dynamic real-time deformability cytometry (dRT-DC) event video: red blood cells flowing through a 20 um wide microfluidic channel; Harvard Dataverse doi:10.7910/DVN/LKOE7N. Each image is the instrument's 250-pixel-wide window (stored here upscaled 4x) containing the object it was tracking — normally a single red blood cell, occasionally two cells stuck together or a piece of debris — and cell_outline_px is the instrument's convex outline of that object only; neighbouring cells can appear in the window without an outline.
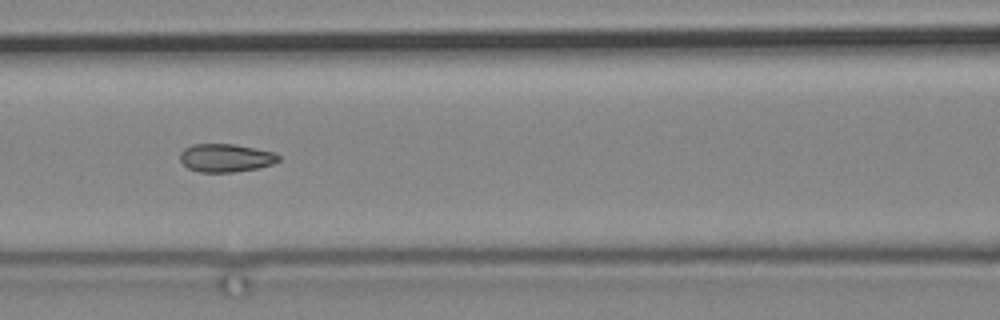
{"species": "common noctule bat (a hibernating species)", "species_latin": "Nyctalus noctula", "temperature_condition": "cold", "stored_images_in_passage": 10, "camera_frame_rate_fps": 3000, "um_per_image_px": 0.085, "animal": {"sex": "male", "body_mass_g": 19.2, "forearm_length_mm": 51.8}, "frame": {"image": 1, "passage_image": 6, "time_ms": 5.667, "image_size_px": [1000, 320], "cell_outline_px": [[280, 160], [272, 164], [256, 168], [232, 172], [200, 172], [188, 168], [180, 160], [180, 152], [184, 148], [192, 144], [236, 144], [276, 152], [280, 156]], "centroid_in_image_um": [19.2, 13.41], "position_along_channel_um": 147.4, "area_um2": 16.24}}
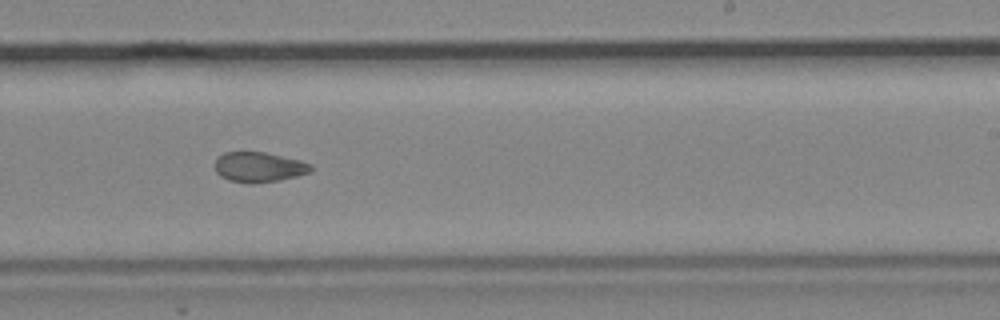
{"frame": {"image": 2, "passage_image": 9, "time_ms": 9.333, "image_size_px": [1000, 320], "cell_outline_px": [[312, 172], [280, 180], [252, 184], [248, 184], [228, 180], [220, 176], [216, 172], [216, 160], [224, 152], [264, 152], [300, 160], [312, 164]], "centroid_in_image_um": [22.03, 14.21], "position_along_channel_um": 267.0, "area_um2": 16.88}}
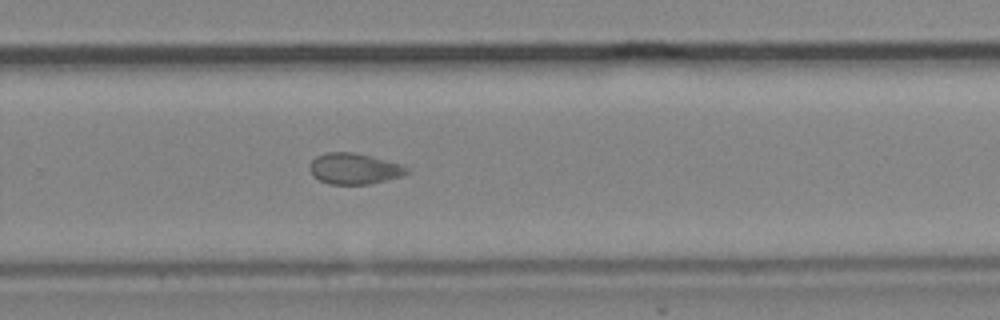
{"frame": {"image": 3, "passage_image": 10, "time_ms": 10.333, "image_size_px": [1000, 320], "cell_outline_px": [[412, 168], [408, 172], [400, 176], [368, 184], [328, 184], [312, 176], [308, 168], [308, 164], [316, 156], [324, 152], [352, 152], [404, 164]], "centroid_in_image_um": [30.08, 14.33], "position_along_channel_um": 299.7, "area_um2": 17.69}}